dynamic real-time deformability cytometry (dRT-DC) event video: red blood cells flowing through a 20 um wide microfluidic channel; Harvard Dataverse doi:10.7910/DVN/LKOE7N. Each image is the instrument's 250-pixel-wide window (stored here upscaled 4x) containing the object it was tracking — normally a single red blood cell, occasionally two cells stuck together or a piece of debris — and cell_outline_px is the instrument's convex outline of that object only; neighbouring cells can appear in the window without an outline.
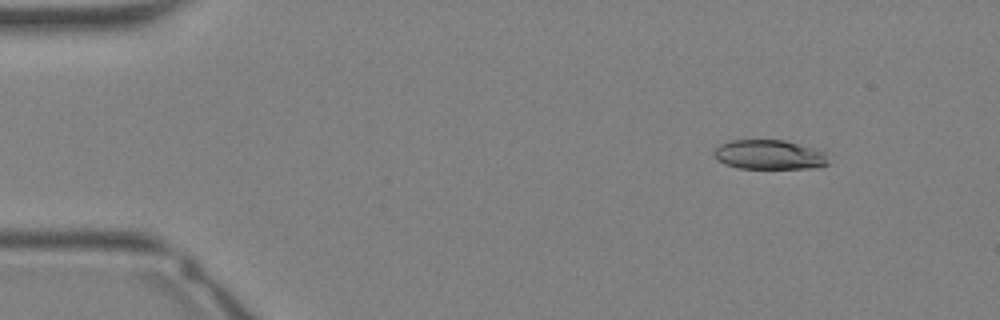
{"species": "Egyptian fruit bat (a non-hibernating species)", "species_latin": "Rousettus aegyptiacus", "temperature_condition": "warm", "stored_images_in_passage": 34, "camera_frame_rate_fps": 3000, "um_per_image_px": 0.085, "animal": {"sex": "female"}, "frame": {"image": 1, "passage_image": 4, "time_ms": 1.0, "image_size_px": [1000, 320], "cell_outline_px": [[828, 164], [820, 168], [740, 168], [724, 164], [716, 160], [712, 152], [720, 144], [728, 140], [784, 140], [824, 148], [828, 152]], "centroid_in_image_um": [65.48, 13.13], "position_along_channel_um": 19.5, "area_um2": 20.4}}
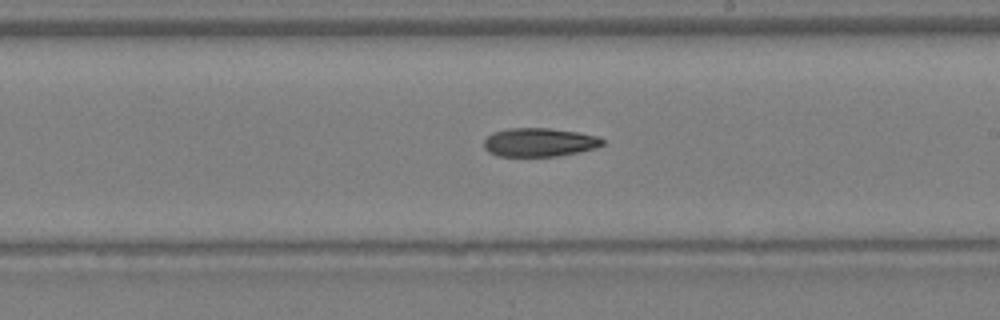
{"frame": {"image": 2, "passage_image": 20, "time_ms": 6.333, "image_size_px": [1000, 320], "cell_outline_px": [[604, 144], [596, 148], [556, 156], [496, 156], [488, 152], [484, 148], [484, 140], [492, 132], [508, 128], [548, 128], [576, 132], [596, 136], [604, 140]], "centroid_in_image_um": [45.8, 12.09], "position_along_channel_um": 243.2, "area_um2": 19.71}}
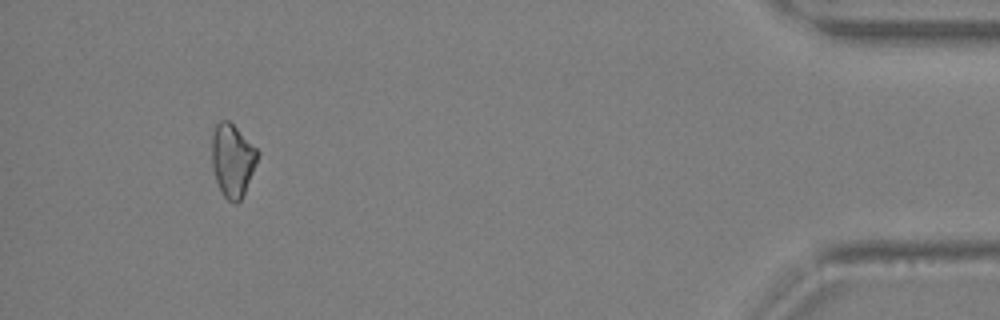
{"frame": {"image": 3, "passage_image": 32, "time_ms": 10.333, "image_size_px": [1000, 320], "cell_outline_px": [[260, 152], [244, 192], [240, 200], [236, 204], [232, 204], [224, 196], [216, 180], [212, 168], [212, 132], [216, 124], [220, 120], [228, 120]], "centroid_in_image_um": [19.73, 13.61], "position_along_channel_um": 415.5, "area_um2": 19.13}}